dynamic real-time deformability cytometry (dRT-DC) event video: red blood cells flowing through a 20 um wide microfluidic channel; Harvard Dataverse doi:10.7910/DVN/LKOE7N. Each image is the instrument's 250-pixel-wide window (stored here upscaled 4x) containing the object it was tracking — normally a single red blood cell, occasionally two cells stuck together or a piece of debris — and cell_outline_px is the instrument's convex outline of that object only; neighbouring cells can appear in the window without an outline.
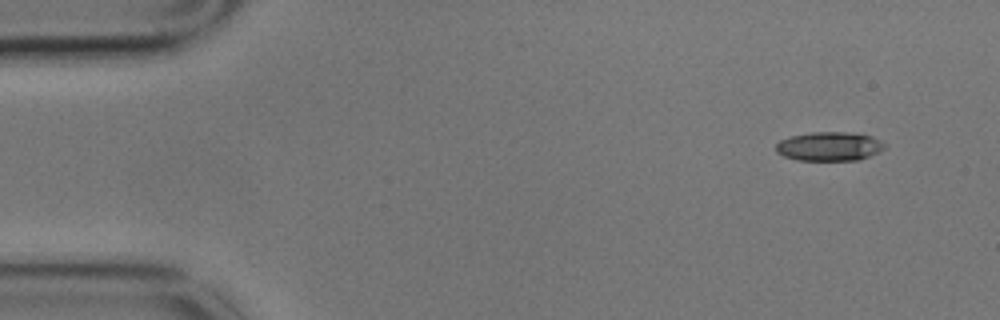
{"species": "common noctule bat (a hibernating species)", "species_latin": "Nyctalus noctula", "temperature_condition": "cold", "stored_images_in_passage": 7, "camera_frame_rate_fps": 3000, "um_per_image_px": 0.085, "animal": {"sex": "male", "body_mass_g": 17.9}, "frame": {"image": 1, "passage_image": 1, "time_ms": 0.0, "image_size_px": [1000, 320], "cell_outline_px": [[888, 144], [880, 152], [860, 160], [796, 160], [784, 156], [776, 152], [776, 144], [780, 140], [792, 136], [812, 132], [844, 132], [872, 136]], "centroid_in_image_um": [70.52, 12.45], "position_along_channel_um": 14.5, "area_um2": 18.44}}